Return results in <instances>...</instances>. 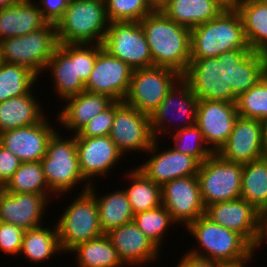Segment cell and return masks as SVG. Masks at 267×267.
Here are the masks:
<instances>
[{"label":"cell","instance_id":"obj_42","mask_svg":"<svg viewBox=\"0 0 267 267\" xmlns=\"http://www.w3.org/2000/svg\"><path fill=\"white\" fill-rule=\"evenodd\" d=\"M25 230L11 223L0 222V251L19 255Z\"/></svg>","mask_w":267,"mask_h":267},{"label":"cell","instance_id":"obj_13","mask_svg":"<svg viewBox=\"0 0 267 267\" xmlns=\"http://www.w3.org/2000/svg\"><path fill=\"white\" fill-rule=\"evenodd\" d=\"M198 102L199 99L193 94L191 87L181 77L168 91L165 99L150 116L151 130L154 138L158 139V136H160V134L162 135V133L164 136L165 134L168 135L169 132L196 125ZM169 117H171V121L173 117H177L178 121L180 118H184L185 120H182L184 121V125H178V122V124H176L177 126L175 127L174 125L172 130L169 128V125H166V122L170 120ZM165 131H167V133Z\"/></svg>","mask_w":267,"mask_h":267},{"label":"cell","instance_id":"obj_31","mask_svg":"<svg viewBox=\"0 0 267 267\" xmlns=\"http://www.w3.org/2000/svg\"><path fill=\"white\" fill-rule=\"evenodd\" d=\"M240 197L261 213L267 212V155L243 164Z\"/></svg>","mask_w":267,"mask_h":267},{"label":"cell","instance_id":"obj_49","mask_svg":"<svg viewBox=\"0 0 267 267\" xmlns=\"http://www.w3.org/2000/svg\"><path fill=\"white\" fill-rule=\"evenodd\" d=\"M263 149L267 155V117L261 120Z\"/></svg>","mask_w":267,"mask_h":267},{"label":"cell","instance_id":"obj_39","mask_svg":"<svg viewBox=\"0 0 267 267\" xmlns=\"http://www.w3.org/2000/svg\"><path fill=\"white\" fill-rule=\"evenodd\" d=\"M171 135L175 143L173 149L194 157L200 164L214 154L197 125L177 130Z\"/></svg>","mask_w":267,"mask_h":267},{"label":"cell","instance_id":"obj_44","mask_svg":"<svg viewBox=\"0 0 267 267\" xmlns=\"http://www.w3.org/2000/svg\"><path fill=\"white\" fill-rule=\"evenodd\" d=\"M21 163L14 153L0 145V188L8 182Z\"/></svg>","mask_w":267,"mask_h":267},{"label":"cell","instance_id":"obj_7","mask_svg":"<svg viewBox=\"0 0 267 267\" xmlns=\"http://www.w3.org/2000/svg\"><path fill=\"white\" fill-rule=\"evenodd\" d=\"M58 46L56 24L47 22L27 35L0 40V61L27 67L38 76Z\"/></svg>","mask_w":267,"mask_h":267},{"label":"cell","instance_id":"obj_6","mask_svg":"<svg viewBox=\"0 0 267 267\" xmlns=\"http://www.w3.org/2000/svg\"><path fill=\"white\" fill-rule=\"evenodd\" d=\"M186 229L201 247L189 250L191 254L226 263L244 259L253 252V246L242 235L212 222L205 215Z\"/></svg>","mask_w":267,"mask_h":267},{"label":"cell","instance_id":"obj_46","mask_svg":"<svg viewBox=\"0 0 267 267\" xmlns=\"http://www.w3.org/2000/svg\"><path fill=\"white\" fill-rule=\"evenodd\" d=\"M177 267H220V262L187 252L182 256Z\"/></svg>","mask_w":267,"mask_h":267},{"label":"cell","instance_id":"obj_14","mask_svg":"<svg viewBox=\"0 0 267 267\" xmlns=\"http://www.w3.org/2000/svg\"><path fill=\"white\" fill-rule=\"evenodd\" d=\"M162 205L177 224L187 227L205 215L197 175L173 179L161 187Z\"/></svg>","mask_w":267,"mask_h":267},{"label":"cell","instance_id":"obj_35","mask_svg":"<svg viewBox=\"0 0 267 267\" xmlns=\"http://www.w3.org/2000/svg\"><path fill=\"white\" fill-rule=\"evenodd\" d=\"M8 193L53 194L48 187L41 162H22L1 188Z\"/></svg>","mask_w":267,"mask_h":267},{"label":"cell","instance_id":"obj_26","mask_svg":"<svg viewBox=\"0 0 267 267\" xmlns=\"http://www.w3.org/2000/svg\"><path fill=\"white\" fill-rule=\"evenodd\" d=\"M35 3L18 0L14 5L0 9V40L27 35L47 23Z\"/></svg>","mask_w":267,"mask_h":267},{"label":"cell","instance_id":"obj_34","mask_svg":"<svg viewBox=\"0 0 267 267\" xmlns=\"http://www.w3.org/2000/svg\"><path fill=\"white\" fill-rule=\"evenodd\" d=\"M129 186L124 188L133 214L151 210L162 205L161 186L147 178L137 168L129 171Z\"/></svg>","mask_w":267,"mask_h":267},{"label":"cell","instance_id":"obj_19","mask_svg":"<svg viewBox=\"0 0 267 267\" xmlns=\"http://www.w3.org/2000/svg\"><path fill=\"white\" fill-rule=\"evenodd\" d=\"M45 116L40 122L0 134V145L14 153L22 162H38L45 155L52 135L58 131Z\"/></svg>","mask_w":267,"mask_h":267},{"label":"cell","instance_id":"obj_5","mask_svg":"<svg viewBox=\"0 0 267 267\" xmlns=\"http://www.w3.org/2000/svg\"><path fill=\"white\" fill-rule=\"evenodd\" d=\"M70 135V138H62L56 131L48 142L46 155L40 160L50 191L61 196L68 191L70 193L72 188L84 181L82 192L91 185L79 167L75 134Z\"/></svg>","mask_w":267,"mask_h":267},{"label":"cell","instance_id":"obj_51","mask_svg":"<svg viewBox=\"0 0 267 267\" xmlns=\"http://www.w3.org/2000/svg\"><path fill=\"white\" fill-rule=\"evenodd\" d=\"M221 2L226 8H235L238 0H218Z\"/></svg>","mask_w":267,"mask_h":267},{"label":"cell","instance_id":"obj_47","mask_svg":"<svg viewBox=\"0 0 267 267\" xmlns=\"http://www.w3.org/2000/svg\"><path fill=\"white\" fill-rule=\"evenodd\" d=\"M267 241V212H263L260 214L259 218V226H258V234L256 241L253 245V252H257V248L263 245V242ZM256 250V251H255Z\"/></svg>","mask_w":267,"mask_h":267},{"label":"cell","instance_id":"obj_27","mask_svg":"<svg viewBox=\"0 0 267 267\" xmlns=\"http://www.w3.org/2000/svg\"><path fill=\"white\" fill-rule=\"evenodd\" d=\"M226 7L218 0H170L161 11L188 29L217 17Z\"/></svg>","mask_w":267,"mask_h":267},{"label":"cell","instance_id":"obj_36","mask_svg":"<svg viewBox=\"0 0 267 267\" xmlns=\"http://www.w3.org/2000/svg\"><path fill=\"white\" fill-rule=\"evenodd\" d=\"M38 77L27 67L0 61V102L27 94Z\"/></svg>","mask_w":267,"mask_h":267},{"label":"cell","instance_id":"obj_2","mask_svg":"<svg viewBox=\"0 0 267 267\" xmlns=\"http://www.w3.org/2000/svg\"><path fill=\"white\" fill-rule=\"evenodd\" d=\"M140 24L150 47L153 66L183 75L190 63L191 30L168 18L161 10L146 15Z\"/></svg>","mask_w":267,"mask_h":267},{"label":"cell","instance_id":"obj_41","mask_svg":"<svg viewBox=\"0 0 267 267\" xmlns=\"http://www.w3.org/2000/svg\"><path fill=\"white\" fill-rule=\"evenodd\" d=\"M115 116V101L103 112L92 118L75 137L109 136Z\"/></svg>","mask_w":267,"mask_h":267},{"label":"cell","instance_id":"obj_3","mask_svg":"<svg viewBox=\"0 0 267 267\" xmlns=\"http://www.w3.org/2000/svg\"><path fill=\"white\" fill-rule=\"evenodd\" d=\"M251 50L243 22L235 8H225L217 17L191 29V57H218L226 51Z\"/></svg>","mask_w":267,"mask_h":267},{"label":"cell","instance_id":"obj_40","mask_svg":"<svg viewBox=\"0 0 267 267\" xmlns=\"http://www.w3.org/2000/svg\"><path fill=\"white\" fill-rule=\"evenodd\" d=\"M109 22H140L152 13L147 0H104Z\"/></svg>","mask_w":267,"mask_h":267},{"label":"cell","instance_id":"obj_8","mask_svg":"<svg viewBox=\"0 0 267 267\" xmlns=\"http://www.w3.org/2000/svg\"><path fill=\"white\" fill-rule=\"evenodd\" d=\"M78 195L56 223L60 246L65 253L79 243L103 235L94 195L89 190Z\"/></svg>","mask_w":267,"mask_h":267},{"label":"cell","instance_id":"obj_16","mask_svg":"<svg viewBox=\"0 0 267 267\" xmlns=\"http://www.w3.org/2000/svg\"><path fill=\"white\" fill-rule=\"evenodd\" d=\"M158 143V139H155L147 150L148 155L152 154L150 159L136 166L147 178L162 187L173 179L197 175L200 163L194 157L171 147L159 152L156 150Z\"/></svg>","mask_w":267,"mask_h":267},{"label":"cell","instance_id":"obj_15","mask_svg":"<svg viewBox=\"0 0 267 267\" xmlns=\"http://www.w3.org/2000/svg\"><path fill=\"white\" fill-rule=\"evenodd\" d=\"M133 70L128 64L102 49L85 83V91L105 94L114 101H124L129 91Z\"/></svg>","mask_w":267,"mask_h":267},{"label":"cell","instance_id":"obj_22","mask_svg":"<svg viewBox=\"0 0 267 267\" xmlns=\"http://www.w3.org/2000/svg\"><path fill=\"white\" fill-rule=\"evenodd\" d=\"M79 167L83 177L92 184L94 177H103L124 155L109 136L76 137Z\"/></svg>","mask_w":267,"mask_h":267},{"label":"cell","instance_id":"obj_21","mask_svg":"<svg viewBox=\"0 0 267 267\" xmlns=\"http://www.w3.org/2000/svg\"><path fill=\"white\" fill-rule=\"evenodd\" d=\"M53 194L8 193L0 189V222L11 223L23 230L39 227L47 202ZM49 197V198H48Z\"/></svg>","mask_w":267,"mask_h":267},{"label":"cell","instance_id":"obj_25","mask_svg":"<svg viewBox=\"0 0 267 267\" xmlns=\"http://www.w3.org/2000/svg\"><path fill=\"white\" fill-rule=\"evenodd\" d=\"M63 101L66 105L58 115V122L77 134L92 118L108 108L114 100L105 94L83 91Z\"/></svg>","mask_w":267,"mask_h":267},{"label":"cell","instance_id":"obj_28","mask_svg":"<svg viewBox=\"0 0 267 267\" xmlns=\"http://www.w3.org/2000/svg\"><path fill=\"white\" fill-rule=\"evenodd\" d=\"M235 9L243 22L249 48L267 54V0H238Z\"/></svg>","mask_w":267,"mask_h":267},{"label":"cell","instance_id":"obj_23","mask_svg":"<svg viewBox=\"0 0 267 267\" xmlns=\"http://www.w3.org/2000/svg\"><path fill=\"white\" fill-rule=\"evenodd\" d=\"M117 254L126 265H145L160 256L158 248L132 221L117 227L107 234Z\"/></svg>","mask_w":267,"mask_h":267},{"label":"cell","instance_id":"obj_38","mask_svg":"<svg viewBox=\"0 0 267 267\" xmlns=\"http://www.w3.org/2000/svg\"><path fill=\"white\" fill-rule=\"evenodd\" d=\"M238 115L262 120L267 117V74L236 101Z\"/></svg>","mask_w":267,"mask_h":267},{"label":"cell","instance_id":"obj_20","mask_svg":"<svg viewBox=\"0 0 267 267\" xmlns=\"http://www.w3.org/2000/svg\"><path fill=\"white\" fill-rule=\"evenodd\" d=\"M260 214V211L241 197L205 207L207 218L242 235L252 246L257 238Z\"/></svg>","mask_w":267,"mask_h":267},{"label":"cell","instance_id":"obj_24","mask_svg":"<svg viewBox=\"0 0 267 267\" xmlns=\"http://www.w3.org/2000/svg\"><path fill=\"white\" fill-rule=\"evenodd\" d=\"M49 69L54 92L62 101L85 91V83L78 74L77 44H59L46 66Z\"/></svg>","mask_w":267,"mask_h":267},{"label":"cell","instance_id":"obj_4","mask_svg":"<svg viewBox=\"0 0 267 267\" xmlns=\"http://www.w3.org/2000/svg\"><path fill=\"white\" fill-rule=\"evenodd\" d=\"M109 21L104 0H70L56 23L59 44H102Z\"/></svg>","mask_w":267,"mask_h":267},{"label":"cell","instance_id":"obj_37","mask_svg":"<svg viewBox=\"0 0 267 267\" xmlns=\"http://www.w3.org/2000/svg\"><path fill=\"white\" fill-rule=\"evenodd\" d=\"M133 222L158 248L169 226L177 224L163 205L134 214Z\"/></svg>","mask_w":267,"mask_h":267},{"label":"cell","instance_id":"obj_43","mask_svg":"<svg viewBox=\"0 0 267 267\" xmlns=\"http://www.w3.org/2000/svg\"><path fill=\"white\" fill-rule=\"evenodd\" d=\"M102 44H77V68L81 80L86 83L93 71Z\"/></svg>","mask_w":267,"mask_h":267},{"label":"cell","instance_id":"obj_17","mask_svg":"<svg viewBox=\"0 0 267 267\" xmlns=\"http://www.w3.org/2000/svg\"><path fill=\"white\" fill-rule=\"evenodd\" d=\"M238 116L236 103L199 100L196 125L214 153L226 143Z\"/></svg>","mask_w":267,"mask_h":267},{"label":"cell","instance_id":"obj_10","mask_svg":"<svg viewBox=\"0 0 267 267\" xmlns=\"http://www.w3.org/2000/svg\"><path fill=\"white\" fill-rule=\"evenodd\" d=\"M181 77L177 71L166 67L134 69L124 102L151 116Z\"/></svg>","mask_w":267,"mask_h":267},{"label":"cell","instance_id":"obj_48","mask_svg":"<svg viewBox=\"0 0 267 267\" xmlns=\"http://www.w3.org/2000/svg\"><path fill=\"white\" fill-rule=\"evenodd\" d=\"M254 252H252L250 255L245 257L244 259L234 261V262H226V263H220V267H247L246 264L250 261L252 263Z\"/></svg>","mask_w":267,"mask_h":267},{"label":"cell","instance_id":"obj_52","mask_svg":"<svg viewBox=\"0 0 267 267\" xmlns=\"http://www.w3.org/2000/svg\"><path fill=\"white\" fill-rule=\"evenodd\" d=\"M18 0H0V9L14 5Z\"/></svg>","mask_w":267,"mask_h":267},{"label":"cell","instance_id":"obj_9","mask_svg":"<svg viewBox=\"0 0 267 267\" xmlns=\"http://www.w3.org/2000/svg\"><path fill=\"white\" fill-rule=\"evenodd\" d=\"M243 164L229 162L217 153L199 165L201 198L205 207L240 198Z\"/></svg>","mask_w":267,"mask_h":267},{"label":"cell","instance_id":"obj_33","mask_svg":"<svg viewBox=\"0 0 267 267\" xmlns=\"http://www.w3.org/2000/svg\"><path fill=\"white\" fill-rule=\"evenodd\" d=\"M69 252L77 255L78 267H124L106 234L79 243Z\"/></svg>","mask_w":267,"mask_h":267},{"label":"cell","instance_id":"obj_30","mask_svg":"<svg viewBox=\"0 0 267 267\" xmlns=\"http://www.w3.org/2000/svg\"><path fill=\"white\" fill-rule=\"evenodd\" d=\"M95 188L92 183L88 190L95 197L98 206L99 224L103 234L133 221L134 214L124 189L115 190L99 197L95 193Z\"/></svg>","mask_w":267,"mask_h":267},{"label":"cell","instance_id":"obj_45","mask_svg":"<svg viewBox=\"0 0 267 267\" xmlns=\"http://www.w3.org/2000/svg\"><path fill=\"white\" fill-rule=\"evenodd\" d=\"M70 0H41L37 5L48 23L56 24L64 15Z\"/></svg>","mask_w":267,"mask_h":267},{"label":"cell","instance_id":"obj_18","mask_svg":"<svg viewBox=\"0 0 267 267\" xmlns=\"http://www.w3.org/2000/svg\"><path fill=\"white\" fill-rule=\"evenodd\" d=\"M217 154L226 161L240 164L265 156L261 121L238 116L226 143Z\"/></svg>","mask_w":267,"mask_h":267},{"label":"cell","instance_id":"obj_12","mask_svg":"<svg viewBox=\"0 0 267 267\" xmlns=\"http://www.w3.org/2000/svg\"><path fill=\"white\" fill-rule=\"evenodd\" d=\"M109 137L123 155L130 151L147 152L155 140L150 116L124 101H115V116Z\"/></svg>","mask_w":267,"mask_h":267},{"label":"cell","instance_id":"obj_50","mask_svg":"<svg viewBox=\"0 0 267 267\" xmlns=\"http://www.w3.org/2000/svg\"><path fill=\"white\" fill-rule=\"evenodd\" d=\"M170 0H147L153 10H161Z\"/></svg>","mask_w":267,"mask_h":267},{"label":"cell","instance_id":"obj_1","mask_svg":"<svg viewBox=\"0 0 267 267\" xmlns=\"http://www.w3.org/2000/svg\"><path fill=\"white\" fill-rule=\"evenodd\" d=\"M266 74V54L253 50H234L218 57L190 59L182 78L199 100L236 103L241 94Z\"/></svg>","mask_w":267,"mask_h":267},{"label":"cell","instance_id":"obj_11","mask_svg":"<svg viewBox=\"0 0 267 267\" xmlns=\"http://www.w3.org/2000/svg\"><path fill=\"white\" fill-rule=\"evenodd\" d=\"M103 49L133 69L153 66L150 47L140 22H109Z\"/></svg>","mask_w":267,"mask_h":267},{"label":"cell","instance_id":"obj_32","mask_svg":"<svg viewBox=\"0 0 267 267\" xmlns=\"http://www.w3.org/2000/svg\"><path fill=\"white\" fill-rule=\"evenodd\" d=\"M53 229L42 225L36 228L25 230L22 247L19 254H23L31 263L46 262L51 256L61 254L56 224Z\"/></svg>","mask_w":267,"mask_h":267},{"label":"cell","instance_id":"obj_29","mask_svg":"<svg viewBox=\"0 0 267 267\" xmlns=\"http://www.w3.org/2000/svg\"><path fill=\"white\" fill-rule=\"evenodd\" d=\"M39 105L32 90L0 102V134L40 122L45 115Z\"/></svg>","mask_w":267,"mask_h":267}]
</instances>
